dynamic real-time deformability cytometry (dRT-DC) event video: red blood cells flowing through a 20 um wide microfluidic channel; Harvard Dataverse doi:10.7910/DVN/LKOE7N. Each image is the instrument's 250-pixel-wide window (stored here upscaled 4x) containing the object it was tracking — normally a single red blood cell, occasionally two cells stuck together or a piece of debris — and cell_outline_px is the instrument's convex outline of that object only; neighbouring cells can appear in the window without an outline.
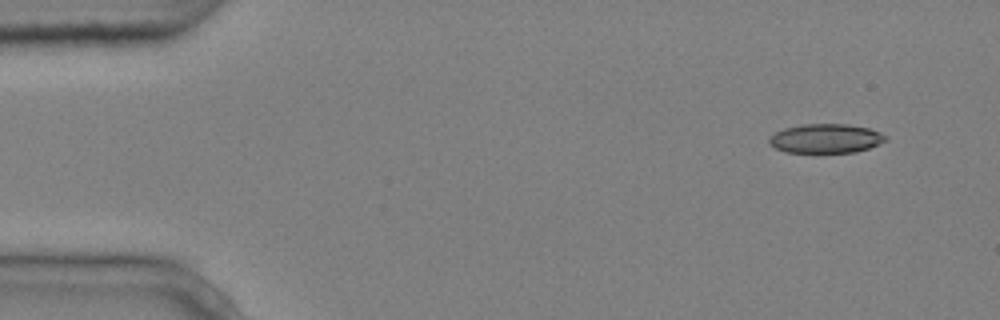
{"species": "common noctule bat (a hibernating species)", "species_latin": "Nyctalus noctula", "temperature_condition": "cold", "stored_images_in_passage": 5, "camera_frame_rate_fps": 3000, "um_per_image_px": 0.085, "animal": {"sex": "male", "body_mass_g": 20.4}, "frame": {"image": 1, "passage_image": 1, "time_ms": 0.0, "image_size_px": [1000, 320], "cell_outline_px": [[888, 140], [868, 148], [856, 152], [784, 152], [768, 144], [768, 136], [784, 128], [800, 124], [848, 124], [868, 128], [880, 132], [888, 136]], "centroid_in_image_um": [70.17, 11.76], "position_along_channel_um": 14.8, "area_um2": 19.94}}
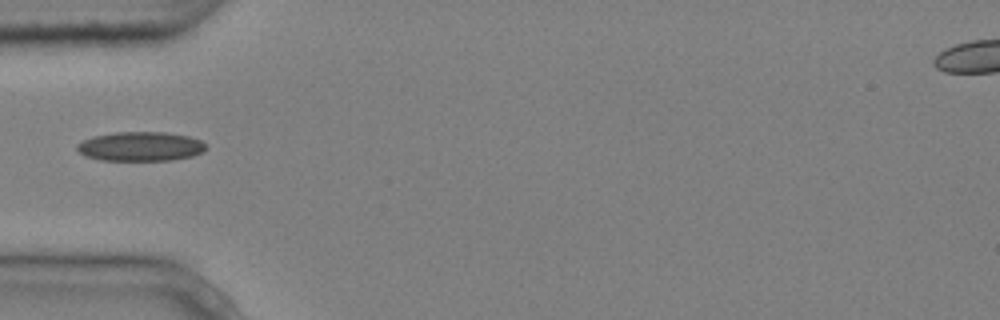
{"frame": {"image": 2, "passage_image": 4, "time_ms": 1.0, "image_size_px": [1000, 320], "cell_outline_px": [[204, 152], [192, 156], [172, 160], [100, 160], [84, 156], [76, 148], [76, 144], [92, 136], [116, 132], [164, 132], [188, 136], [200, 140], [204, 144]], "centroid_in_image_um": [11.91, 12.45], "position_along_channel_um": 73.1, "area_um2": 21.96}}
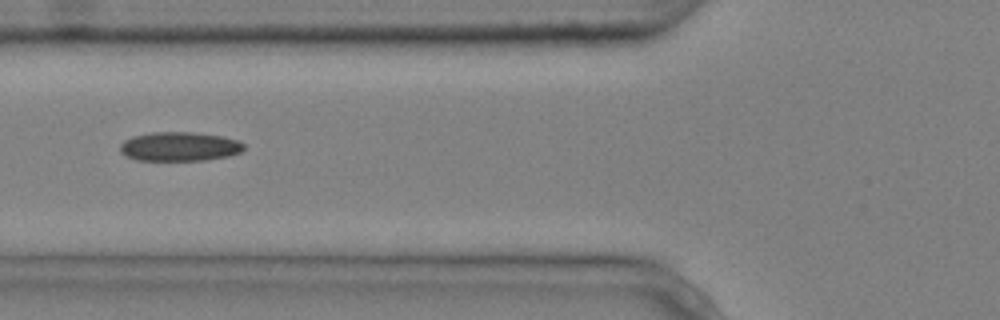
{"frame": {"image": 3, "passage_image": 5, "time_ms": 1.333, "image_size_px": [1000, 320], "cell_outline_px": [[244, 148], [240, 152], [228, 156], [204, 160], [136, 160], [124, 156], [120, 152], [120, 144], [124, 140], [132, 136], [152, 132], [192, 132], [224, 136], [236, 140], [244, 144]], "centroid_in_image_um": [15.22, 12.45], "position_along_channel_um": 110.6, "area_um2": 21.1}}